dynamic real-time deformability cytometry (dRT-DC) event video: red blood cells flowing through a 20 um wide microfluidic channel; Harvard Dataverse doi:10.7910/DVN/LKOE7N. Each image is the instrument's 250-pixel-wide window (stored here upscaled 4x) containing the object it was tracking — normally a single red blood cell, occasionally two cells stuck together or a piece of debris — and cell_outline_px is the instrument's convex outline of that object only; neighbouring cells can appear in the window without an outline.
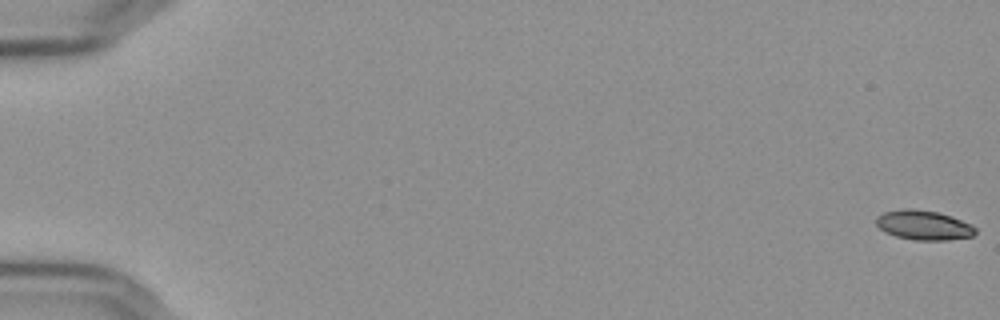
{"species": "Egyptian fruit bat (a non-hibernating species)", "species_latin": "Rousettus aegyptiacus", "temperature_condition": "cold", "stored_images_in_passage": 57, "camera_frame_rate_fps": 3000, "um_per_image_px": 0.085, "frame": {"image": 1, "passage_image": 1, "time_ms": 0.0, "image_size_px": [1000, 320], "cell_outline_px": [[976, 232], [972, 236], [948, 240], [916, 240], [896, 236], [884, 232], [876, 224], [876, 216], [884, 212], [904, 208], [912, 208], [936, 212], [952, 216], [972, 224], [976, 228]], "centroid_in_image_um": [78.51, 19.13], "position_along_channel_um": 6.5, "area_um2": 17.17}}
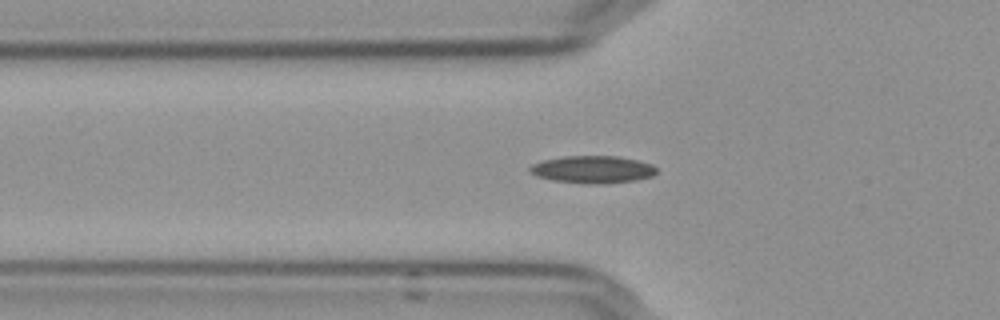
{"frame": {"image": 2, "passage_image": 21, "time_ms": 6.667, "image_size_px": [1000, 320], "cell_outline_px": [[656, 172], [652, 176], [636, 180], [604, 184], [588, 184], [552, 180], [536, 176], [528, 168], [532, 164], [544, 160], [564, 156], [616, 156], [636, 160], [652, 164], [656, 168]], "centroid_in_image_um": [50.38, 14.41], "position_along_channel_um": 75.4, "area_um2": 20.17}}
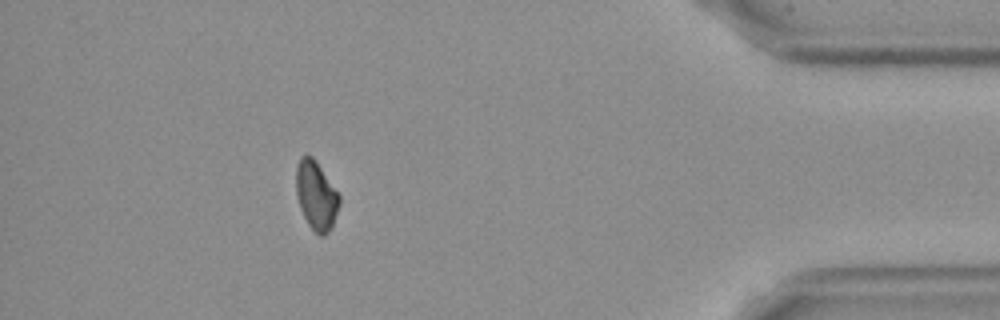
{"frame": {"image": 3, "passage_image": 52, "time_ms": 17.0, "image_size_px": [1000, 320], "cell_outline_px": [[340, 204], [332, 228], [324, 236], [320, 236], [308, 224], [300, 208], [296, 192], [296, 168], [300, 156], [312, 156], [340, 196]], "centroid_in_image_um": [26.88, 16.64], "position_along_channel_um": 408.3, "area_um2": 17.11}, "authors_computed_cell_mechanics": {"area_um2": 17.918, "velocity_mm_per_s": 3.6485, "shape_relaxation_time_tau1_ms": 8.9795, "shape_relaxation_time_tau2_ms": null, "deformation_change_tau1": 0.1175, "deformation_change_tau2": null}}